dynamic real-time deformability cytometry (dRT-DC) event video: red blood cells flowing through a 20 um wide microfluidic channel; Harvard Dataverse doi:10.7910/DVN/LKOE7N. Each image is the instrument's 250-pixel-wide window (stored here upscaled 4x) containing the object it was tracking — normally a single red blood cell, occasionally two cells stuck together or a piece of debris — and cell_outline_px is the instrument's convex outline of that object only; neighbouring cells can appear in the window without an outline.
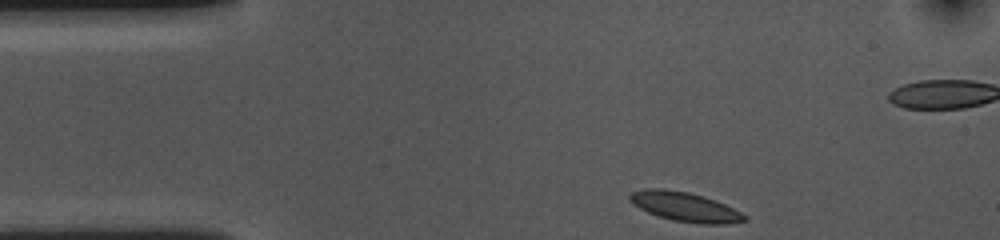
{"species": "common noctule bat (a hibernating species)", "species_latin": "Nyctalus noctula", "temperature_condition": "cold", "stored_images_in_passage": 36, "camera_frame_rate_fps": 3000, "um_per_image_px": 0.085, "animal": {"sex": "female", "body_mass_g": 10.0, "forearm_length_mm": 53.1}, "frame": {"image": 1, "passage_image": 1, "time_ms": 0.0, "image_size_px": [1000, 240], "cell_outline_px": [[748, 220], [728, 224], [700, 224], [672, 220], [648, 212], [632, 204], [628, 200], [628, 196], [632, 192], [644, 188], [664, 188], [688, 192], [704, 196], [716, 200], [748, 216]], "centroid_in_image_um": [58.22, 17.57], "position_along_channel_um": 26.8, "area_um2": 19.77}}
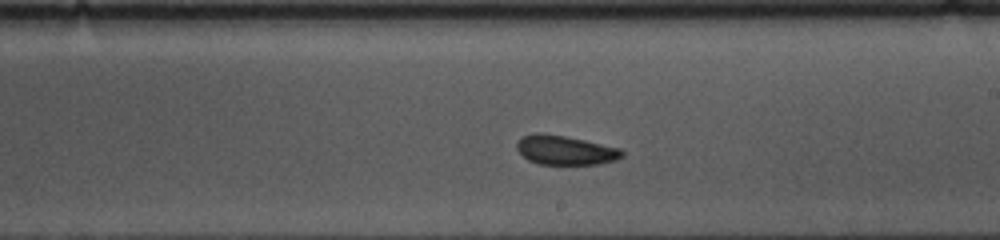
{"frame": {"image": 2, "passage_image": 23, "time_ms": 7.333, "image_size_px": [1000, 240], "cell_outline_px": [[624, 156], [616, 160], [600, 164], [536, 164], [528, 160], [516, 148], [516, 140], [520, 136], [536, 132], [544, 132], [584, 140], [620, 148], [624, 152]], "centroid_in_image_um": [48.01, 12.75], "position_along_channel_um": 241.0, "area_um2": 18.21}}
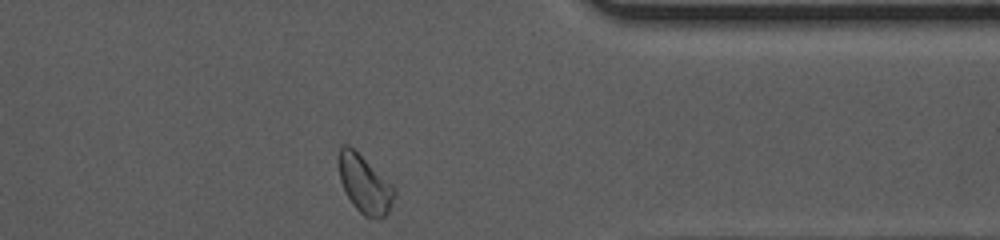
{"frame": {"image": 3, "passage_image": 36, "time_ms": 11.667, "image_size_px": [1000, 240], "cell_outline_px": [[396, 192], [388, 212], [384, 216], [364, 216], [352, 204], [340, 180], [340, 144], [348, 144], [392, 184], [396, 188]], "centroid_in_image_um": [31.01, 15.64], "position_along_channel_um": 380.4, "area_um2": 18.09}, "authors_computed_cell_mechanics": {"area_um2": 18.5249, "velocity_mm_per_s": 3.5539, "shape_relaxation_time_tau1_ms": 2.1891, "shape_relaxation_time_tau2_ms": 1.4949, "deformation_change_tau1": 0.0795, "deformation_change_tau2": 0.0588}}